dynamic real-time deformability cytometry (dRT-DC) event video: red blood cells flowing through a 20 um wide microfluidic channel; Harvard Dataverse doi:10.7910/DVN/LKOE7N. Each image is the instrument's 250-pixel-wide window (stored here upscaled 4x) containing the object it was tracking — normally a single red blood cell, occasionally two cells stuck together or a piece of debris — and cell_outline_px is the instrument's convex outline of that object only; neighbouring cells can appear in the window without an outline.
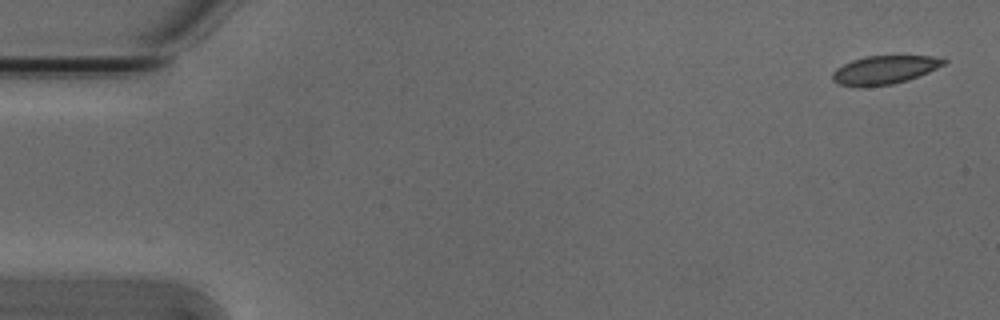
{"species": "Egyptian fruit bat (a non-hibernating species)", "species_latin": "Rousettus aegyptiacus", "temperature_condition": "cold", "stored_images_in_passage": 5, "camera_frame_rate_fps": 3000, "um_per_image_px": 0.085, "animal": {"sex": "male"}, "frame": {"image": 1, "passage_image": 1, "time_ms": 0.0, "image_size_px": [1000, 320], "cell_outline_px": [[948, 60], [944, 64], [928, 72], [908, 80], [892, 84], [864, 88], [860, 88], [840, 84], [832, 80], [832, 72], [836, 68], [852, 60], [864, 56], [932, 56]], "centroid_in_image_um": [75.13, 5.96], "position_along_channel_um": 9.9, "area_um2": 18.55}}
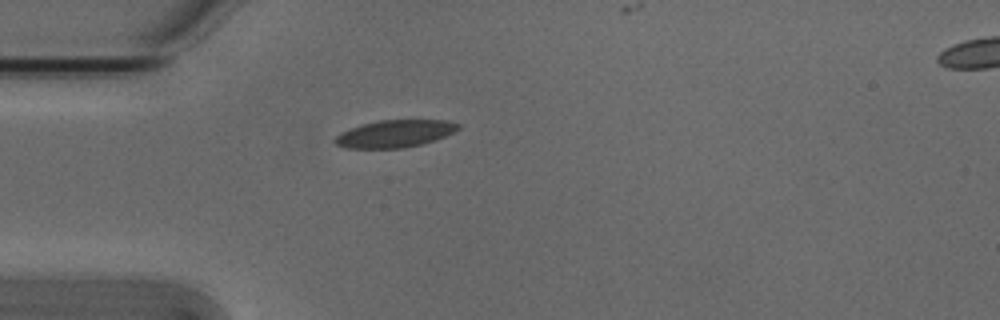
{"frame": {"image": 2, "passage_image": 4, "time_ms": 1.0, "image_size_px": [1000, 320], "cell_outline_px": [[460, 128], [444, 136], [420, 144], [404, 148], [344, 148], [336, 144], [332, 140], [340, 132], [364, 124], [380, 120], [448, 120], [460, 124]], "centroid_in_image_um": [33.53, 11.36], "position_along_channel_um": 51.5, "area_um2": 19.42}}